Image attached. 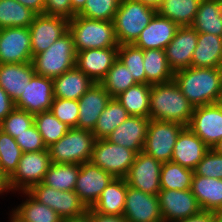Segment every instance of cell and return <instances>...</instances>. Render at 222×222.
Here are the masks:
<instances>
[{
	"label": "cell",
	"mask_w": 222,
	"mask_h": 222,
	"mask_svg": "<svg viewBox=\"0 0 222 222\" xmlns=\"http://www.w3.org/2000/svg\"><path fill=\"white\" fill-rule=\"evenodd\" d=\"M50 111L61 122L66 123L71 128L77 127L79 119L78 100L54 98Z\"/></svg>",
	"instance_id": "45"
},
{
	"label": "cell",
	"mask_w": 222,
	"mask_h": 222,
	"mask_svg": "<svg viewBox=\"0 0 222 222\" xmlns=\"http://www.w3.org/2000/svg\"><path fill=\"white\" fill-rule=\"evenodd\" d=\"M43 14L71 20L76 14L72 11L70 0H45Z\"/></svg>",
	"instance_id": "48"
},
{
	"label": "cell",
	"mask_w": 222,
	"mask_h": 222,
	"mask_svg": "<svg viewBox=\"0 0 222 222\" xmlns=\"http://www.w3.org/2000/svg\"><path fill=\"white\" fill-rule=\"evenodd\" d=\"M80 171V164L52 163L43 183L62 191H74Z\"/></svg>",
	"instance_id": "36"
},
{
	"label": "cell",
	"mask_w": 222,
	"mask_h": 222,
	"mask_svg": "<svg viewBox=\"0 0 222 222\" xmlns=\"http://www.w3.org/2000/svg\"><path fill=\"white\" fill-rule=\"evenodd\" d=\"M72 11L77 15L85 6L86 0H70Z\"/></svg>",
	"instance_id": "55"
},
{
	"label": "cell",
	"mask_w": 222,
	"mask_h": 222,
	"mask_svg": "<svg viewBox=\"0 0 222 222\" xmlns=\"http://www.w3.org/2000/svg\"><path fill=\"white\" fill-rule=\"evenodd\" d=\"M92 222H126V220L123 217L100 215L92 210Z\"/></svg>",
	"instance_id": "52"
},
{
	"label": "cell",
	"mask_w": 222,
	"mask_h": 222,
	"mask_svg": "<svg viewBox=\"0 0 222 222\" xmlns=\"http://www.w3.org/2000/svg\"><path fill=\"white\" fill-rule=\"evenodd\" d=\"M184 127L173 121L150 119L143 152L161 163L171 161L177 137Z\"/></svg>",
	"instance_id": "9"
},
{
	"label": "cell",
	"mask_w": 222,
	"mask_h": 222,
	"mask_svg": "<svg viewBox=\"0 0 222 222\" xmlns=\"http://www.w3.org/2000/svg\"><path fill=\"white\" fill-rule=\"evenodd\" d=\"M95 82L76 66L53 78L54 98L78 100Z\"/></svg>",
	"instance_id": "29"
},
{
	"label": "cell",
	"mask_w": 222,
	"mask_h": 222,
	"mask_svg": "<svg viewBox=\"0 0 222 222\" xmlns=\"http://www.w3.org/2000/svg\"><path fill=\"white\" fill-rule=\"evenodd\" d=\"M187 127L212 149L222 138V105L215 103L195 107Z\"/></svg>",
	"instance_id": "12"
},
{
	"label": "cell",
	"mask_w": 222,
	"mask_h": 222,
	"mask_svg": "<svg viewBox=\"0 0 222 222\" xmlns=\"http://www.w3.org/2000/svg\"><path fill=\"white\" fill-rule=\"evenodd\" d=\"M217 218H218V222H222V209L217 212Z\"/></svg>",
	"instance_id": "58"
},
{
	"label": "cell",
	"mask_w": 222,
	"mask_h": 222,
	"mask_svg": "<svg viewBox=\"0 0 222 222\" xmlns=\"http://www.w3.org/2000/svg\"><path fill=\"white\" fill-rule=\"evenodd\" d=\"M76 55L72 34L67 31L47 50L33 56L34 71L37 75L53 79L75 67Z\"/></svg>",
	"instance_id": "5"
},
{
	"label": "cell",
	"mask_w": 222,
	"mask_h": 222,
	"mask_svg": "<svg viewBox=\"0 0 222 222\" xmlns=\"http://www.w3.org/2000/svg\"><path fill=\"white\" fill-rule=\"evenodd\" d=\"M76 52L92 48L118 47L114 22L88 19L75 15L68 23Z\"/></svg>",
	"instance_id": "3"
},
{
	"label": "cell",
	"mask_w": 222,
	"mask_h": 222,
	"mask_svg": "<svg viewBox=\"0 0 222 222\" xmlns=\"http://www.w3.org/2000/svg\"><path fill=\"white\" fill-rule=\"evenodd\" d=\"M51 164L48 150L23 153L16 170L8 178L11 194L28 191L43 182Z\"/></svg>",
	"instance_id": "7"
},
{
	"label": "cell",
	"mask_w": 222,
	"mask_h": 222,
	"mask_svg": "<svg viewBox=\"0 0 222 222\" xmlns=\"http://www.w3.org/2000/svg\"><path fill=\"white\" fill-rule=\"evenodd\" d=\"M113 178L110 173L105 172L91 162L82 163L80 164L74 192L90 209Z\"/></svg>",
	"instance_id": "18"
},
{
	"label": "cell",
	"mask_w": 222,
	"mask_h": 222,
	"mask_svg": "<svg viewBox=\"0 0 222 222\" xmlns=\"http://www.w3.org/2000/svg\"><path fill=\"white\" fill-rule=\"evenodd\" d=\"M151 84L136 83L115 98L130 116L149 117Z\"/></svg>",
	"instance_id": "32"
},
{
	"label": "cell",
	"mask_w": 222,
	"mask_h": 222,
	"mask_svg": "<svg viewBox=\"0 0 222 222\" xmlns=\"http://www.w3.org/2000/svg\"><path fill=\"white\" fill-rule=\"evenodd\" d=\"M212 150L222 155V138L212 147Z\"/></svg>",
	"instance_id": "57"
},
{
	"label": "cell",
	"mask_w": 222,
	"mask_h": 222,
	"mask_svg": "<svg viewBox=\"0 0 222 222\" xmlns=\"http://www.w3.org/2000/svg\"><path fill=\"white\" fill-rule=\"evenodd\" d=\"M36 14H43L45 0H16Z\"/></svg>",
	"instance_id": "51"
},
{
	"label": "cell",
	"mask_w": 222,
	"mask_h": 222,
	"mask_svg": "<svg viewBox=\"0 0 222 222\" xmlns=\"http://www.w3.org/2000/svg\"><path fill=\"white\" fill-rule=\"evenodd\" d=\"M198 42V32L192 26H179L165 52L170 69L175 73L191 67Z\"/></svg>",
	"instance_id": "19"
},
{
	"label": "cell",
	"mask_w": 222,
	"mask_h": 222,
	"mask_svg": "<svg viewBox=\"0 0 222 222\" xmlns=\"http://www.w3.org/2000/svg\"><path fill=\"white\" fill-rule=\"evenodd\" d=\"M194 171L172 161L162 164L160 173L161 190L191 189Z\"/></svg>",
	"instance_id": "38"
},
{
	"label": "cell",
	"mask_w": 222,
	"mask_h": 222,
	"mask_svg": "<svg viewBox=\"0 0 222 222\" xmlns=\"http://www.w3.org/2000/svg\"><path fill=\"white\" fill-rule=\"evenodd\" d=\"M15 108V102L0 87V122Z\"/></svg>",
	"instance_id": "49"
},
{
	"label": "cell",
	"mask_w": 222,
	"mask_h": 222,
	"mask_svg": "<svg viewBox=\"0 0 222 222\" xmlns=\"http://www.w3.org/2000/svg\"><path fill=\"white\" fill-rule=\"evenodd\" d=\"M136 1H139L140 3H143L144 5H147L151 8H154L155 10H158L164 0H136Z\"/></svg>",
	"instance_id": "56"
},
{
	"label": "cell",
	"mask_w": 222,
	"mask_h": 222,
	"mask_svg": "<svg viewBox=\"0 0 222 222\" xmlns=\"http://www.w3.org/2000/svg\"><path fill=\"white\" fill-rule=\"evenodd\" d=\"M209 149L195 133L185 126L177 137L171 161L194 171Z\"/></svg>",
	"instance_id": "23"
},
{
	"label": "cell",
	"mask_w": 222,
	"mask_h": 222,
	"mask_svg": "<svg viewBox=\"0 0 222 222\" xmlns=\"http://www.w3.org/2000/svg\"><path fill=\"white\" fill-rule=\"evenodd\" d=\"M118 59V47L92 48L77 52L75 66L95 83H100Z\"/></svg>",
	"instance_id": "20"
},
{
	"label": "cell",
	"mask_w": 222,
	"mask_h": 222,
	"mask_svg": "<svg viewBox=\"0 0 222 222\" xmlns=\"http://www.w3.org/2000/svg\"><path fill=\"white\" fill-rule=\"evenodd\" d=\"M158 198L163 222H176L202 211L191 189L160 190Z\"/></svg>",
	"instance_id": "14"
},
{
	"label": "cell",
	"mask_w": 222,
	"mask_h": 222,
	"mask_svg": "<svg viewBox=\"0 0 222 222\" xmlns=\"http://www.w3.org/2000/svg\"><path fill=\"white\" fill-rule=\"evenodd\" d=\"M178 27L174 21L161 16L157 12L150 23L141 31L134 45L143 50H165L166 46L174 38Z\"/></svg>",
	"instance_id": "24"
},
{
	"label": "cell",
	"mask_w": 222,
	"mask_h": 222,
	"mask_svg": "<svg viewBox=\"0 0 222 222\" xmlns=\"http://www.w3.org/2000/svg\"><path fill=\"white\" fill-rule=\"evenodd\" d=\"M191 191L202 211L217 213L222 209V179L194 173Z\"/></svg>",
	"instance_id": "28"
},
{
	"label": "cell",
	"mask_w": 222,
	"mask_h": 222,
	"mask_svg": "<svg viewBox=\"0 0 222 222\" xmlns=\"http://www.w3.org/2000/svg\"><path fill=\"white\" fill-rule=\"evenodd\" d=\"M34 124V115L25 110L14 108L0 122V130L11 135L14 139Z\"/></svg>",
	"instance_id": "44"
},
{
	"label": "cell",
	"mask_w": 222,
	"mask_h": 222,
	"mask_svg": "<svg viewBox=\"0 0 222 222\" xmlns=\"http://www.w3.org/2000/svg\"><path fill=\"white\" fill-rule=\"evenodd\" d=\"M120 0H86L84 8L77 14L88 19L113 21Z\"/></svg>",
	"instance_id": "43"
},
{
	"label": "cell",
	"mask_w": 222,
	"mask_h": 222,
	"mask_svg": "<svg viewBox=\"0 0 222 222\" xmlns=\"http://www.w3.org/2000/svg\"><path fill=\"white\" fill-rule=\"evenodd\" d=\"M194 106L174 80L151 85L149 118L173 121L188 126Z\"/></svg>",
	"instance_id": "2"
},
{
	"label": "cell",
	"mask_w": 222,
	"mask_h": 222,
	"mask_svg": "<svg viewBox=\"0 0 222 222\" xmlns=\"http://www.w3.org/2000/svg\"><path fill=\"white\" fill-rule=\"evenodd\" d=\"M34 124L47 148L61 139L71 128L55 117L51 111L35 114Z\"/></svg>",
	"instance_id": "39"
},
{
	"label": "cell",
	"mask_w": 222,
	"mask_h": 222,
	"mask_svg": "<svg viewBox=\"0 0 222 222\" xmlns=\"http://www.w3.org/2000/svg\"><path fill=\"white\" fill-rule=\"evenodd\" d=\"M22 150L15 139L0 130V171L9 178L16 170Z\"/></svg>",
	"instance_id": "41"
},
{
	"label": "cell",
	"mask_w": 222,
	"mask_h": 222,
	"mask_svg": "<svg viewBox=\"0 0 222 222\" xmlns=\"http://www.w3.org/2000/svg\"><path fill=\"white\" fill-rule=\"evenodd\" d=\"M143 55L146 84L153 85L173 80L174 72L168 65L165 50L145 49Z\"/></svg>",
	"instance_id": "33"
},
{
	"label": "cell",
	"mask_w": 222,
	"mask_h": 222,
	"mask_svg": "<svg viewBox=\"0 0 222 222\" xmlns=\"http://www.w3.org/2000/svg\"><path fill=\"white\" fill-rule=\"evenodd\" d=\"M62 222H92V210L88 209L82 215L63 219Z\"/></svg>",
	"instance_id": "53"
},
{
	"label": "cell",
	"mask_w": 222,
	"mask_h": 222,
	"mask_svg": "<svg viewBox=\"0 0 222 222\" xmlns=\"http://www.w3.org/2000/svg\"><path fill=\"white\" fill-rule=\"evenodd\" d=\"M53 100V79L35 74L15 102V107L35 115L50 111Z\"/></svg>",
	"instance_id": "17"
},
{
	"label": "cell",
	"mask_w": 222,
	"mask_h": 222,
	"mask_svg": "<svg viewBox=\"0 0 222 222\" xmlns=\"http://www.w3.org/2000/svg\"><path fill=\"white\" fill-rule=\"evenodd\" d=\"M35 74L32 62L0 64V87L16 102Z\"/></svg>",
	"instance_id": "25"
},
{
	"label": "cell",
	"mask_w": 222,
	"mask_h": 222,
	"mask_svg": "<svg viewBox=\"0 0 222 222\" xmlns=\"http://www.w3.org/2000/svg\"><path fill=\"white\" fill-rule=\"evenodd\" d=\"M136 83L133 75L129 72V68L119 59L114 62L105 78L100 82L112 98H115Z\"/></svg>",
	"instance_id": "40"
},
{
	"label": "cell",
	"mask_w": 222,
	"mask_h": 222,
	"mask_svg": "<svg viewBox=\"0 0 222 222\" xmlns=\"http://www.w3.org/2000/svg\"><path fill=\"white\" fill-rule=\"evenodd\" d=\"M221 105H222V95H221V99H220V102H219Z\"/></svg>",
	"instance_id": "59"
},
{
	"label": "cell",
	"mask_w": 222,
	"mask_h": 222,
	"mask_svg": "<svg viewBox=\"0 0 222 222\" xmlns=\"http://www.w3.org/2000/svg\"><path fill=\"white\" fill-rule=\"evenodd\" d=\"M156 13L157 10L139 1L120 0L113 20L118 44H134Z\"/></svg>",
	"instance_id": "4"
},
{
	"label": "cell",
	"mask_w": 222,
	"mask_h": 222,
	"mask_svg": "<svg viewBox=\"0 0 222 222\" xmlns=\"http://www.w3.org/2000/svg\"><path fill=\"white\" fill-rule=\"evenodd\" d=\"M11 189L9 187L8 178L0 171V196L10 193Z\"/></svg>",
	"instance_id": "54"
},
{
	"label": "cell",
	"mask_w": 222,
	"mask_h": 222,
	"mask_svg": "<svg viewBox=\"0 0 222 222\" xmlns=\"http://www.w3.org/2000/svg\"><path fill=\"white\" fill-rule=\"evenodd\" d=\"M123 218L126 222H163L158 195L128 186Z\"/></svg>",
	"instance_id": "16"
},
{
	"label": "cell",
	"mask_w": 222,
	"mask_h": 222,
	"mask_svg": "<svg viewBox=\"0 0 222 222\" xmlns=\"http://www.w3.org/2000/svg\"><path fill=\"white\" fill-rule=\"evenodd\" d=\"M176 222H218L217 213L201 211L199 214Z\"/></svg>",
	"instance_id": "50"
},
{
	"label": "cell",
	"mask_w": 222,
	"mask_h": 222,
	"mask_svg": "<svg viewBox=\"0 0 222 222\" xmlns=\"http://www.w3.org/2000/svg\"><path fill=\"white\" fill-rule=\"evenodd\" d=\"M162 164L144 152L136 154L134 163L125 177L128 186L147 194L158 195L161 190L160 173Z\"/></svg>",
	"instance_id": "13"
},
{
	"label": "cell",
	"mask_w": 222,
	"mask_h": 222,
	"mask_svg": "<svg viewBox=\"0 0 222 222\" xmlns=\"http://www.w3.org/2000/svg\"><path fill=\"white\" fill-rule=\"evenodd\" d=\"M127 187L125 178H113L90 209L100 215L123 217Z\"/></svg>",
	"instance_id": "27"
},
{
	"label": "cell",
	"mask_w": 222,
	"mask_h": 222,
	"mask_svg": "<svg viewBox=\"0 0 222 222\" xmlns=\"http://www.w3.org/2000/svg\"><path fill=\"white\" fill-rule=\"evenodd\" d=\"M173 80L194 108L220 102L222 68L189 67L175 72Z\"/></svg>",
	"instance_id": "1"
},
{
	"label": "cell",
	"mask_w": 222,
	"mask_h": 222,
	"mask_svg": "<svg viewBox=\"0 0 222 222\" xmlns=\"http://www.w3.org/2000/svg\"><path fill=\"white\" fill-rule=\"evenodd\" d=\"M29 27L0 29V64L32 62Z\"/></svg>",
	"instance_id": "11"
},
{
	"label": "cell",
	"mask_w": 222,
	"mask_h": 222,
	"mask_svg": "<svg viewBox=\"0 0 222 222\" xmlns=\"http://www.w3.org/2000/svg\"><path fill=\"white\" fill-rule=\"evenodd\" d=\"M112 97L100 83L91 88L78 99L79 119L76 128L93 131L100 114Z\"/></svg>",
	"instance_id": "22"
},
{
	"label": "cell",
	"mask_w": 222,
	"mask_h": 222,
	"mask_svg": "<svg viewBox=\"0 0 222 222\" xmlns=\"http://www.w3.org/2000/svg\"><path fill=\"white\" fill-rule=\"evenodd\" d=\"M34 199L54 210L62 219L82 215L88 208L74 191H62L43 182L27 191Z\"/></svg>",
	"instance_id": "10"
},
{
	"label": "cell",
	"mask_w": 222,
	"mask_h": 222,
	"mask_svg": "<svg viewBox=\"0 0 222 222\" xmlns=\"http://www.w3.org/2000/svg\"><path fill=\"white\" fill-rule=\"evenodd\" d=\"M69 21L62 17L36 14L30 24L32 57L47 50L68 31Z\"/></svg>",
	"instance_id": "15"
},
{
	"label": "cell",
	"mask_w": 222,
	"mask_h": 222,
	"mask_svg": "<svg viewBox=\"0 0 222 222\" xmlns=\"http://www.w3.org/2000/svg\"><path fill=\"white\" fill-rule=\"evenodd\" d=\"M194 173L198 176L222 179V155L209 149L198 163Z\"/></svg>",
	"instance_id": "46"
},
{
	"label": "cell",
	"mask_w": 222,
	"mask_h": 222,
	"mask_svg": "<svg viewBox=\"0 0 222 222\" xmlns=\"http://www.w3.org/2000/svg\"><path fill=\"white\" fill-rule=\"evenodd\" d=\"M21 204L9 211L8 222H62V218L54 210L34 199L27 191L18 192ZM24 195V196H23Z\"/></svg>",
	"instance_id": "26"
},
{
	"label": "cell",
	"mask_w": 222,
	"mask_h": 222,
	"mask_svg": "<svg viewBox=\"0 0 222 222\" xmlns=\"http://www.w3.org/2000/svg\"><path fill=\"white\" fill-rule=\"evenodd\" d=\"M191 67L222 68V37L198 33Z\"/></svg>",
	"instance_id": "30"
},
{
	"label": "cell",
	"mask_w": 222,
	"mask_h": 222,
	"mask_svg": "<svg viewBox=\"0 0 222 222\" xmlns=\"http://www.w3.org/2000/svg\"><path fill=\"white\" fill-rule=\"evenodd\" d=\"M95 140L90 130L70 128L61 139L48 147L51 162L69 164L90 162Z\"/></svg>",
	"instance_id": "6"
},
{
	"label": "cell",
	"mask_w": 222,
	"mask_h": 222,
	"mask_svg": "<svg viewBox=\"0 0 222 222\" xmlns=\"http://www.w3.org/2000/svg\"><path fill=\"white\" fill-rule=\"evenodd\" d=\"M130 115L116 98H111L92 131L95 139H105Z\"/></svg>",
	"instance_id": "35"
},
{
	"label": "cell",
	"mask_w": 222,
	"mask_h": 222,
	"mask_svg": "<svg viewBox=\"0 0 222 222\" xmlns=\"http://www.w3.org/2000/svg\"><path fill=\"white\" fill-rule=\"evenodd\" d=\"M23 153L48 150L35 124L15 138Z\"/></svg>",
	"instance_id": "47"
},
{
	"label": "cell",
	"mask_w": 222,
	"mask_h": 222,
	"mask_svg": "<svg viewBox=\"0 0 222 222\" xmlns=\"http://www.w3.org/2000/svg\"><path fill=\"white\" fill-rule=\"evenodd\" d=\"M136 153L106 139L95 140L90 162L114 178H125L134 163Z\"/></svg>",
	"instance_id": "8"
},
{
	"label": "cell",
	"mask_w": 222,
	"mask_h": 222,
	"mask_svg": "<svg viewBox=\"0 0 222 222\" xmlns=\"http://www.w3.org/2000/svg\"><path fill=\"white\" fill-rule=\"evenodd\" d=\"M36 13L16 0H0V29L29 27Z\"/></svg>",
	"instance_id": "37"
},
{
	"label": "cell",
	"mask_w": 222,
	"mask_h": 222,
	"mask_svg": "<svg viewBox=\"0 0 222 222\" xmlns=\"http://www.w3.org/2000/svg\"><path fill=\"white\" fill-rule=\"evenodd\" d=\"M201 0H164L157 12L178 26H191Z\"/></svg>",
	"instance_id": "34"
},
{
	"label": "cell",
	"mask_w": 222,
	"mask_h": 222,
	"mask_svg": "<svg viewBox=\"0 0 222 222\" xmlns=\"http://www.w3.org/2000/svg\"><path fill=\"white\" fill-rule=\"evenodd\" d=\"M118 59L129 68V72L137 83L146 84L143 49L136 47L134 44L119 45Z\"/></svg>",
	"instance_id": "42"
},
{
	"label": "cell",
	"mask_w": 222,
	"mask_h": 222,
	"mask_svg": "<svg viewBox=\"0 0 222 222\" xmlns=\"http://www.w3.org/2000/svg\"><path fill=\"white\" fill-rule=\"evenodd\" d=\"M191 26L198 33L222 37V0H201Z\"/></svg>",
	"instance_id": "31"
},
{
	"label": "cell",
	"mask_w": 222,
	"mask_h": 222,
	"mask_svg": "<svg viewBox=\"0 0 222 222\" xmlns=\"http://www.w3.org/2000/svg\"><path fill=\"white\" fill-rule=\"evenodd\" d=\"M149 122V117L129 116L105 139L138 154L143 152Z\"/></svg>",
	"instance_id": "21"
}]
</instances>
